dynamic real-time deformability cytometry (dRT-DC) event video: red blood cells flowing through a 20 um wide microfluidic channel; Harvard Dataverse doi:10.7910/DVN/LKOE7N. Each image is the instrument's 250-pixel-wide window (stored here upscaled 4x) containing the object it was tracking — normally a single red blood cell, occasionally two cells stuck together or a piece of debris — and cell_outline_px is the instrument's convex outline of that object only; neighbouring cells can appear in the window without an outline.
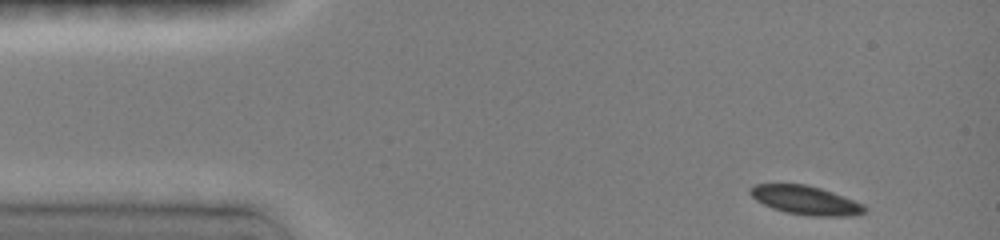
{"species": "common noctule bat (a hibernating species)", "species_latin": "Nyctalus noctula", "temperature_condition": "room temperature", "stored_images_in_passage": 14, "camera_frame_rate_fps": 3000, "um_per_image_px": 0.085, "animal": {"sex": "female", "body_mass_g": 19.0, "forearm_length_mm": 51.5}, "frame": {"image": 1, "passage_image": 1, "time_ms": 0.0, "image_size_px": [1000, 240], "cell_outline_px": [[868, 208], [864, 212], [852, 216], [808, 216], [784, 212], [772, 208], [756, 200], [748, 192], [752, 184], [804, 184], [820, 188], [832, 192], [864, 204]], "centroid_in_image_um": [68.47, 17.02], "position_along_channel_um": 16.5, "area_um2": 19.25}}
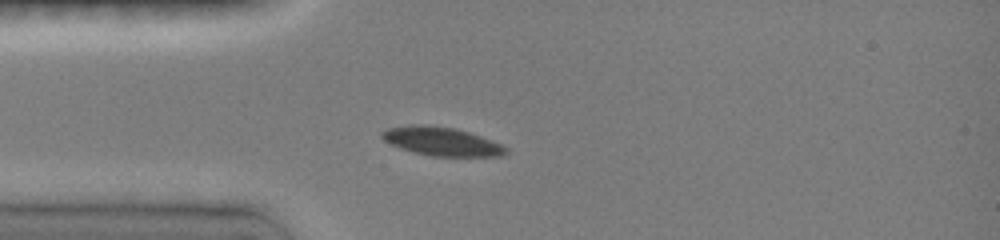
{"frame": {"image": 2, "passage_image": 5, "time_ms": 2.667, "image_size_px": [1000, 240], "cell_outline_px": [[508, 152], [500, 156], [432, 156], [412, 152], [400, 148], [384, 140], [380, 136], [380, 132], [388, 128], [408, 124], [424, 124], [456, 128], [480, 136], [500, 144], [508, 148]], "centroid_in_image_um": [37.49, 12.01], "position_along_channel_um": 47.5, "area_um2": 20.69}}